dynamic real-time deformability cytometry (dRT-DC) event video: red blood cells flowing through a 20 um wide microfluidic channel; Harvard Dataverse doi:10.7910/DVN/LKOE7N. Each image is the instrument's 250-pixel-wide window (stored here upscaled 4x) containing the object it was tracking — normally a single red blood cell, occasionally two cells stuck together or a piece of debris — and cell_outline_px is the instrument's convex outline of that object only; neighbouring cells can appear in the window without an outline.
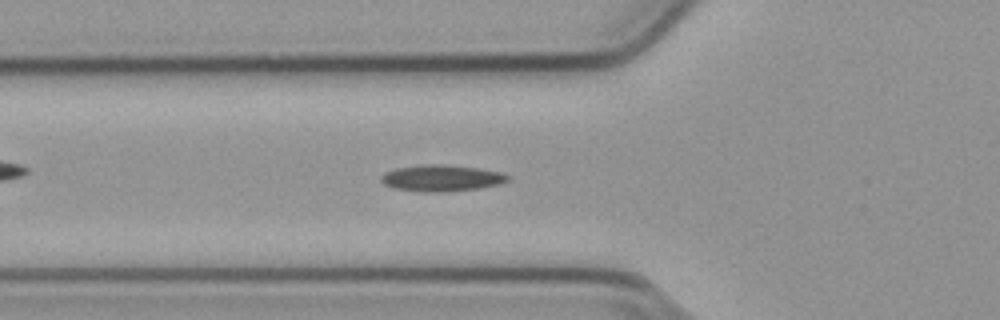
{"species": "common noctule bat (a hibernating species)", "species_latin": "Nyctalus noctula", "temperature_condition": "cold", "stored_images_in_passage": 53, "camera_frame_rate_fps": 3000, "um_per_image_px": 0.085, "animal": {"sex": "male", "body_mass_g": 23.1, "forearm_length_mm": 52.7}, "frame": {"image": 1, "passage_image": 19, "time_ms": 6.0, "image_size_px": [1000, 320], "cell_outline_px": [[508, 180], [496, 184], [476, 188], [444, 192], [420, 192], [392, 188], [384, 184], [380, 180], [380, 176], [384, 172], [400, 168], [428, 164], [444, 164], [476, 168], [500, 172], [508, 176]], "centroid_in_image_um": [37.45, 15.14], "position_along_channel_um": 88.4, "area_um2": 19.19}}
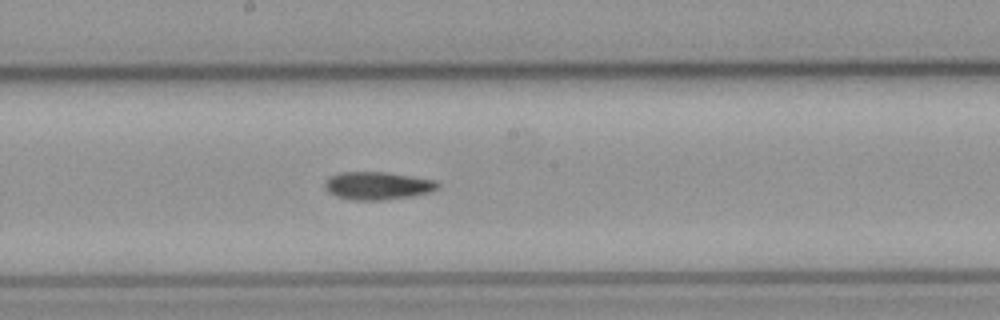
{"frame": {"image": 2, "passage_image": 29, "time_ms": 9.333, "image_size_px": [1000, 320], "cell_outline_px": [[440, 184], [432, 192], [412, 196], [384, 200], [352, 200], [336, 196], [328, 192], [324, 188], [324, 180], [328, 176], [340, 172], [384, 172], [432, 180]], "centroid_in_image_um": [32.01, 15.79], "position_along_channel_um": 216.2, "area_um2": 18.32}}
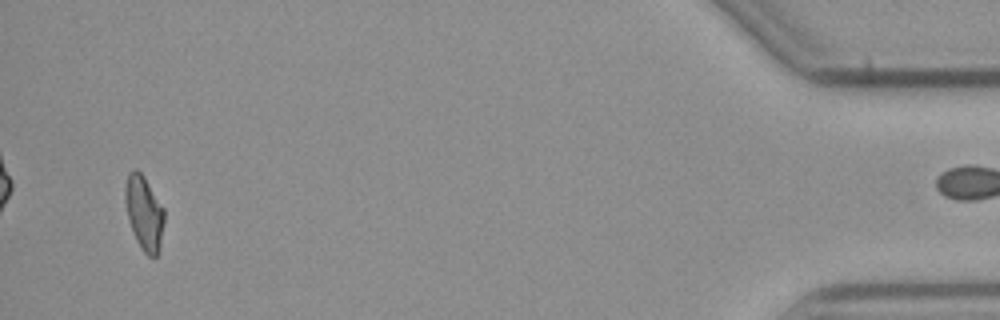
{"frame": {"image": 3, "passage_image": 52, "time_ms": 17.0, "image_size_px": [1000, 320], "cell_outline_px": [[164, 220], [160, 252], [156, 256], [148, 256], [140, 248], [136, 240], [128, 220], [124, 196], [124, 188], [128, 172], [132, 168], [136, 168], [144, 176], [164, 208]], "centroid_in_image_um": [12.24, 18.09], "position_along_channel_um": 423.0, "area_um2": 17.22}}